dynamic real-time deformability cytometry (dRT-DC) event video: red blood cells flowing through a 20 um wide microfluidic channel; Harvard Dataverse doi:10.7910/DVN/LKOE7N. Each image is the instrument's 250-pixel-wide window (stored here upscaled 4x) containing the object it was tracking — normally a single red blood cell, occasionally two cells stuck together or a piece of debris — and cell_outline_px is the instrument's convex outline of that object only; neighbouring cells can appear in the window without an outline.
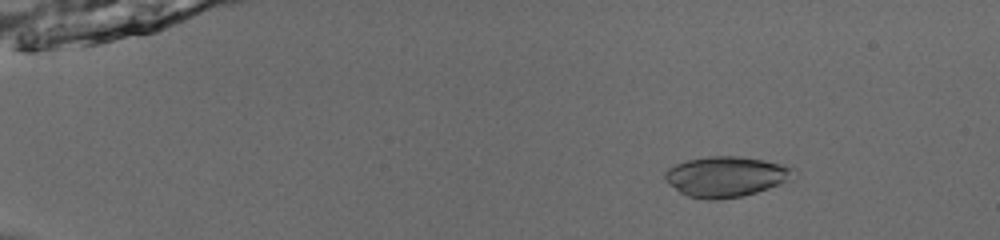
{"species": "common noctule bat (a hibernating species)", "species_latin": "Nyctalus noctula", "temperature_condition": "room temperature", "stored_images_in_passage": 52, "camera_frame_rate_fps": 3000, "um_per_image_px": 0.085, "animal": {"sex": "male", "body_mass_g": 13.0, "forearm_length_mm": 53.1}, "frame": {"image": 1, "passage_image": 8, "time_ms": 2.333, "image_size_px": [1000, 240], "cell_outline_px": [[796, 168], [792, 180], [756, 192], [740, 196], [716, 200], [708, 200], [688, 196], [680, 192], [668, 184], [664, 180], [664, 172], [668, 168], [676, 164], [688, 160], [708, 156], [740, 156], [764, 160]], "centroid_in_image_um": [61.7, 15.01], "position_along_channel_um": 23.3, "area_um2": 30.35}}
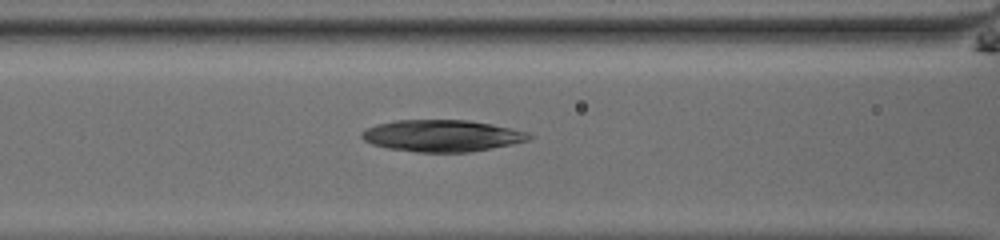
{"frame": {"image": 2, "passage_image": 24, "time_ms": 7.667, "image_size_px": [1000, 240], "cell_outline_px": [[532, 136], [528, 140], [512, 144], [468, 152], [416, 152], [388, 148], [372, 144], [364, 140], [360, 136], [368, 128], [376, 124], [396, 120], [468, 120], [492, 124], [528, 132]], "centroid_in_image_um": [37.56, 11.53], "position_along_channel_um": 129.0, "area_um2": 30.69}}
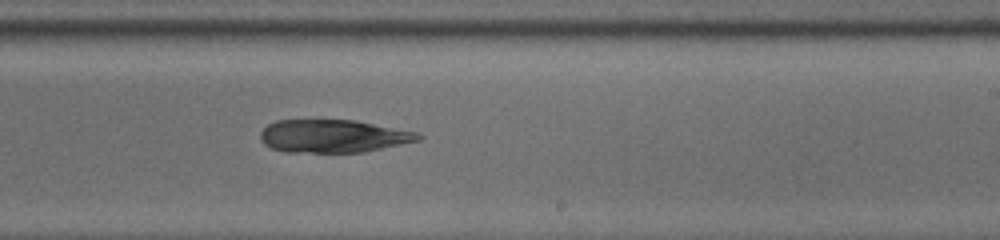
{"frame": {"image": 3, "passage_image": 34, "time_ms": 11.0, "image_size_px": [1000, 240], "cell_outline_px": [[424, 136], [420, 140], [364, 152], [288, 152], [272, 148], [264, 144], [260, 140], [260, 132], [268, 124], [276, 120], [352, 120], [416, 132]], "centroid_in_image_um": [28.29, 11.57], "position_along_channel_um": 260.7, "area_um2": 30.06}}